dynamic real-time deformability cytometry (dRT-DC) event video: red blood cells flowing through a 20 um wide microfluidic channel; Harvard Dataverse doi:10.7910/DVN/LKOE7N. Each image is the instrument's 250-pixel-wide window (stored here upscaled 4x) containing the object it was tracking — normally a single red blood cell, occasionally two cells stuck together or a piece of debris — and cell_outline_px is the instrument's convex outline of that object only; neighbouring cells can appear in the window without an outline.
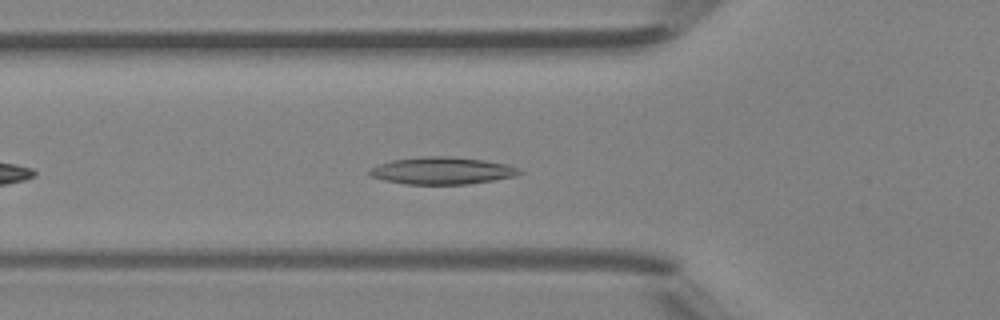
{"species": "Egyptian fruit bat (a non-hibernating species)", "species_latin": "Rousettus aegyptiacus", "temperature_condition": "room temperature", "stored_images_in_passage": 9, "camera_frame_rate_fps": 3000, "um_per_image_px": 0.085, "animal": {"sex": "female"}, "frame": {"image": 1, "passage_image": 6, "time_ms": 1.667, "image_size_px": [1000, 320], "cell_outline_px": [[524, 172], [516, 176], [468, 184], [404, 184], [384, 180], [372, 176], [368, 172], [372, 168], [380, 164], [392, 160], [424, 156], [448, 156], [484, 160], [508, 164]], "centroid_in_image_um": [37.6, 14.51], "position_along_channel_um": 88.2, "area_um2": 23.58}}